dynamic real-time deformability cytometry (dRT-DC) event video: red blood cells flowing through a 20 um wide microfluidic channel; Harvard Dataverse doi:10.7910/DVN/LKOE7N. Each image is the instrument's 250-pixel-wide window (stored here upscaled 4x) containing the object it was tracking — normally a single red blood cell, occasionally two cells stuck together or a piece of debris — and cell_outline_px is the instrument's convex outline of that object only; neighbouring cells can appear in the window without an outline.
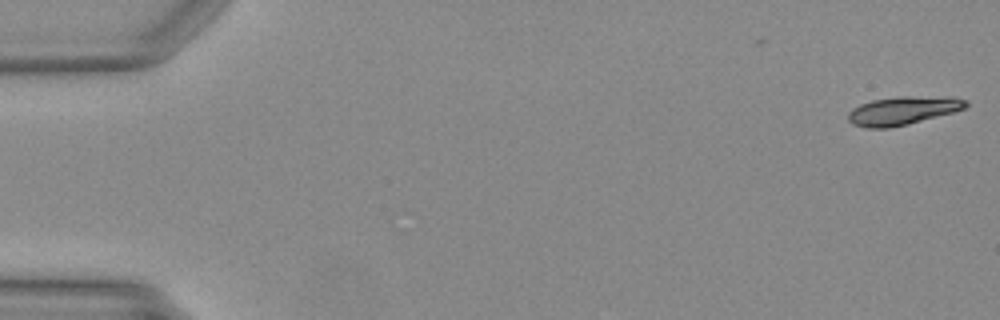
{"species": "Egyptian fruit bat (a non-hibernating species)", "species_latin": "Rousettus aegyptiacus", "temperature_condition": "warm", "stored_images_in_passage": 49, "camera_frame_rate_fps": 3000, "um_per_image_px": 0.085, "animal": {"sex": "female"}, "frame": {"image": 1, "passage_image": 1, "time_ms": 0.0, "image_size_px": [1000, 320], "cell_outline_px": [[968, 104], [964, 108], [952, 112], [908, 124], [888, 128], [868, 128], [852, 124], [848, 120], [848, 112], [852, 108], [860, 104], [872, 100], [900, 96], [952, 96], [968, 100]], "centroid_in_image_um": [76.74, 9.39], "position_along_channel_um": 8.3, "area_um2": 19.54}}
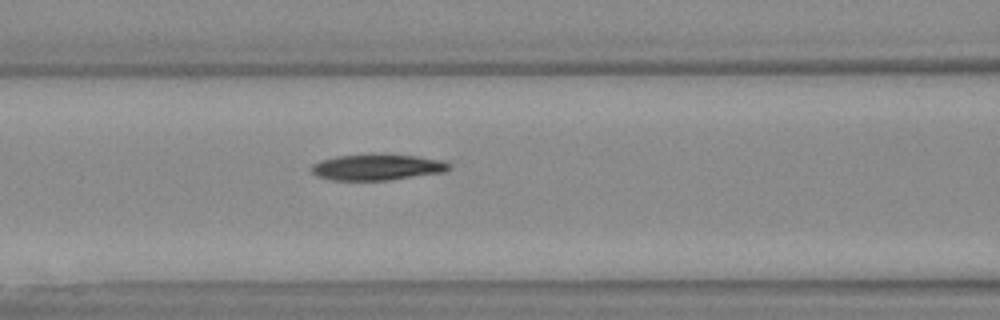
{"frame": {"image": 2, "passage_image": 21, "time_ms": 6.667, "image_size_px": [1000, 320], "cell_outline_px": [[448, 168], [444, 172], [388, 180], [332, 180], [316, 176], [312, 172], [312, 164], [320, 160], [336, 156], [416, 156], [440, 160], [448, 164]], "centroid_in_image_um": [31.99, 14.24], "position_along_channel_um": 134.6, "area_um2": 20.0}}
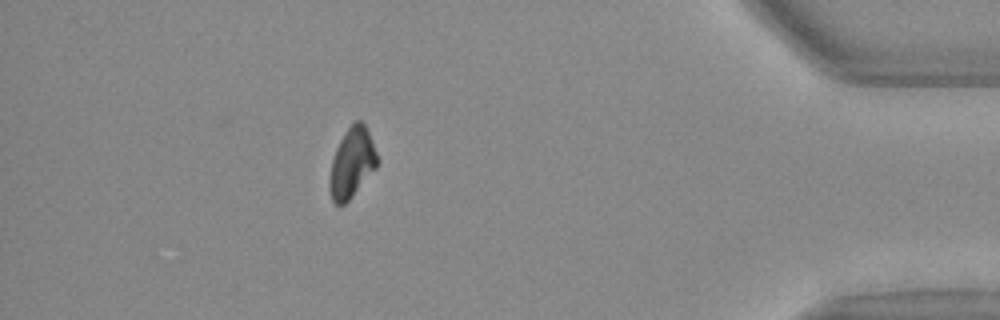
{"frame": {"image": 3, "passage_image": 44, "time_ms": 14.333, "image_size_px": [1000, 320], "cell_outline_px": [[380, 160], [376, 168], [348, 200], [344, 204], [336, 204], [332, 200], [328, 188], [328, 180], [332, 160], [336, 148], [344, 132], [356, 120], [360, 120], [364, 124], [372, 140]], "centroid_in_image_um": [29.91, 13.84], "position_along_channel_um": 405.3, "area_um2": 19.36}}